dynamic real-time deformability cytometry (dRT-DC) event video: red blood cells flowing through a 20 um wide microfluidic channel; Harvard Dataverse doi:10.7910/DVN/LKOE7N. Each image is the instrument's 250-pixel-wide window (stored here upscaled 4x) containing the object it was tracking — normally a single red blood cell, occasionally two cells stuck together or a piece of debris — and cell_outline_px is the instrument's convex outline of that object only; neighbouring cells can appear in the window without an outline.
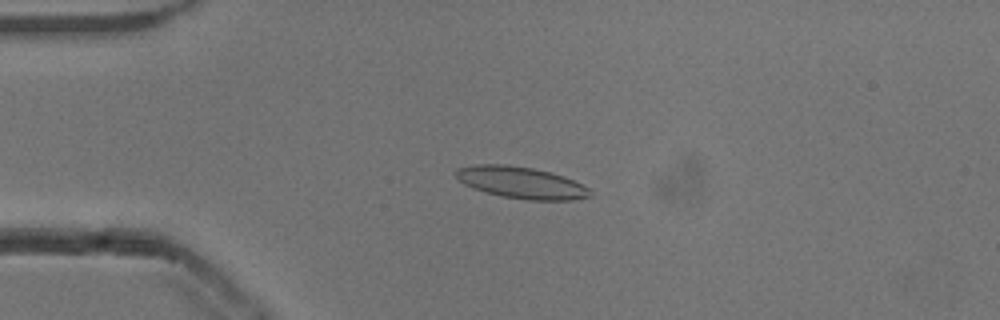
{"species": "common noctule bat (a hibernating species)", "species_latin": "Nyctalus noctula", "temperature_condition": "cold", "stored_images_in_passage": 53, "camera_frame_rate_fps": 3000, "um_per_image_px": 0.085, "animal": {"sex": "male", "body_mass_g": 13.3}, "frame": {"image": 1, "passage_image": 12, "time_ms": 3.667, "image_size_px": [1000, 320], "cell_outline_px": [[592, 196], [572, 200], [528, 200], [504, 196], [472, 188], [464, 184], [456, 176], [456, 168], [476, 164], [504, 164], [532, 168], [552, 172], [564, 176], [588, 188], [592, 192]], "centroid_in_image_um": [44.31, 15.51], "position_along_channel_um": 40.7, "area_um2": 24.62}}
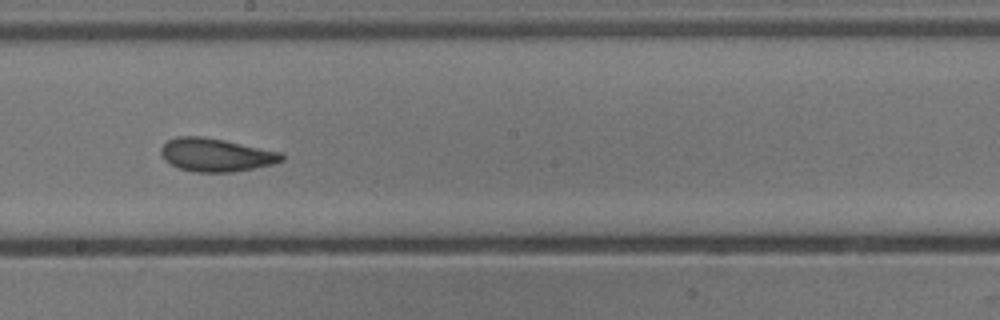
{"frame": {"image": 2, "passage_image": 29, "time_ms": 9.333, "image_size_px": [1000, 320], "cell_outline_px": [[284, 160], [272, 164], [232, 172], [196, 172], [180, 168], [164, 160], [160, 152], [160, 148], [168, 140], [176, 136], [204, 136], [224, 140], [280, 152], [284, 156]], "centroid_in_image_um": [18.33, 13.16], "position_along_channel_um": 229.9, "area_um2": 23.18}}
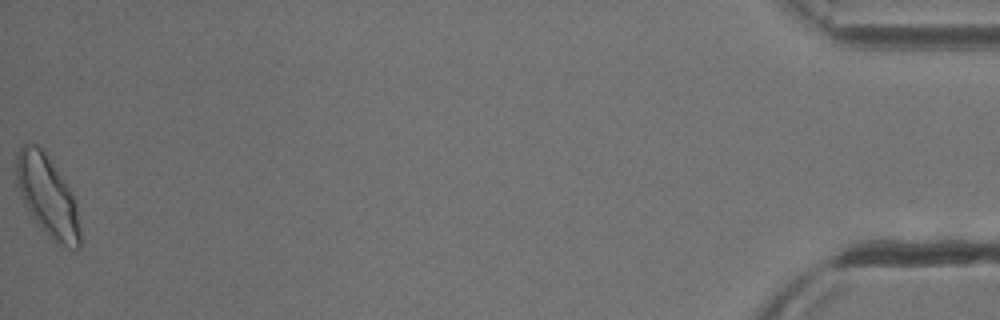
{"frame": {"image": 3, "passage_image": 53, "time_ms": 17.333, "image_size_px": [1000, 320], "cell_outline_px": [[84, 240], [80, 248], [76, 252], [56, 244], [52, 240], [36, 220], [24, 204], [16, 176], [16, 152], [24, 144], [36, 144], [44, 148], [68, 184], [72, 192], [76, 204]], "centroid_in_image_um": [4.12, 16.71], "position_along_channel_um": 431.1, "area_um2": 30.81}, "authors_computed_cell_mechanics": {"area_um2": 23.9292, "velocity_mm_per_s": 3.8132, "shape_relaxation_time_tau1_ms": 4.0893, "shape_relaxation_time_tau2_ms": 1.7593, "deformation_change_tau1": 0.1222, "deformation_change_tau2": 0.0902}}